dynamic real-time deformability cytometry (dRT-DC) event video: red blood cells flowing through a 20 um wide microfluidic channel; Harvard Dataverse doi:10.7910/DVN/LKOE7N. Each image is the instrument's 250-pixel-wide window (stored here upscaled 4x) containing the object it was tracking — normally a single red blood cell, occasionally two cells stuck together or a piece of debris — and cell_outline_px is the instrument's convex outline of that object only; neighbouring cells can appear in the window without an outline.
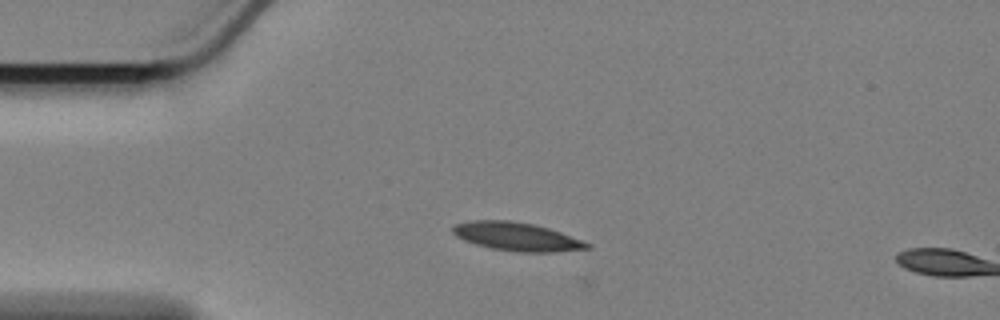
{"species": "Egyptian fruit bat (a non-hibernating species)", "species_latin": "Rousettus aegyptiacus", "temperature_condition": "cold", "stored_images_in_passage": 3, "camera_frame_rate_fps": 3000, "um_per_image_px": 0.085, "animal": {"sex": "female"}, "frame": {"image": 1, "passage_image": 2, "time_ms": 0.333, "image_size_px": [1000, 320], "cell_outline_px": [[592, 248], [556, 252], [516, 252], [492, 248], [476, 244], [464, 240], [456, 236], [452, 232], [452, 228], [456, 224], [468, 220], [512, 220], [532, 224], [548, 228], [560, 232], [592, 244]], "centroid_in_image_um": [43.93, 20.11], "position_along_channel_um": 41.1, "area_um2": 22.25}}